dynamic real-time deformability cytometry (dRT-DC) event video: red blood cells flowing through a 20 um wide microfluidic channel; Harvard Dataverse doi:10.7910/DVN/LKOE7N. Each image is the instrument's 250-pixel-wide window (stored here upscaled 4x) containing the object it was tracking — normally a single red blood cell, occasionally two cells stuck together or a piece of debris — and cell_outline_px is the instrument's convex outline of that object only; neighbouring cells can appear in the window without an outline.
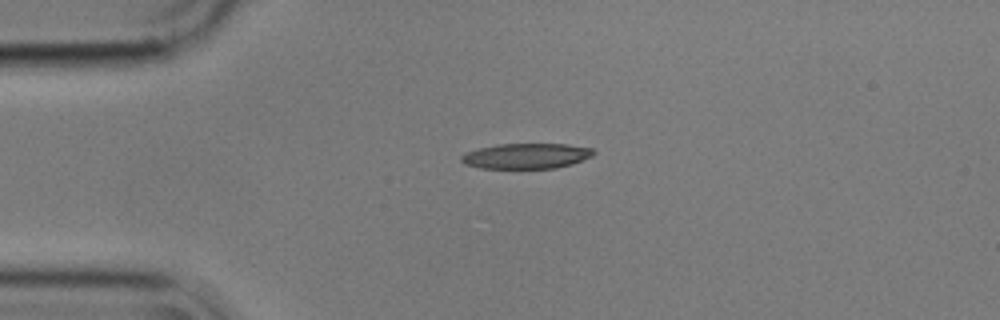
{"species": "common noctule bat (a hibernating species)", "species_latin": "Nyctalus noctula", "temperature_condition": "cold", "stored_images_in_passage": 2, "camera_frame_rate_fps": 3000, "um_per_image_px": 0.085, "animal": {"sex": "male", "body_mass_g": 17.9}, "frame": {"image": 1, "passage_image": 1, "time_ms": 0.0, "image_size_px": [1000, 320], "cell_outline_px": [[596, 152], [592, 156], [572, 164], [556, 168], [480, 168], [464, 164], [460, 160], [460, 156], [464, 152], [476, 148], [496, 144], [568, 144], [592, 148]], "centroid_in_image_um": [44.69, 13.25], "position_along_channel_um": 40.3, "area_um2": 19.77}}